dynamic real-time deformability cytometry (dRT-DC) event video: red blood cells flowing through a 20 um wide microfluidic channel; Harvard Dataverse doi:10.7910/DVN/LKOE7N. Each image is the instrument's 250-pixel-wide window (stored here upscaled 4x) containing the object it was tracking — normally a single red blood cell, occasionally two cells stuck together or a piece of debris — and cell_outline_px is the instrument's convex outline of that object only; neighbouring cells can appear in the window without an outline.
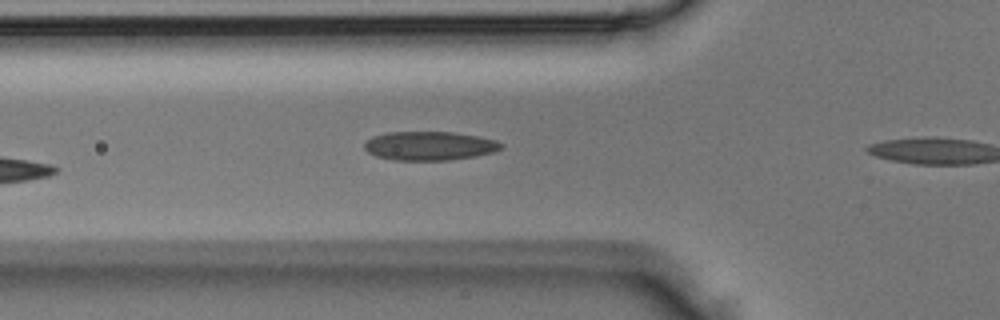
{"species": "Egyptian fruit bat (a non-hibernating species)", "species_latin": "Rousettus aegyptiacus", "temperature_condition": "room temperature", "stored_images_in_passage": 5, "segment_of_instrument_passage": [1, 2], "camera_frame_rate_fps": 3000, "um_per_image_px": 0.085, "animal": {"sex": "male"}, "frame": {"image": 1, "passage_image": 4, "time_ms": 1.0, "image_size_px": [1000, 320], "cell_outline_px": [[504, 148], [492, 152], [476, 156], [448, 160], [392, 160], [376, 156], [368, 152], [364, 148], [364, 144], [372, 136], [388, 132], [452, 132], [476, 136], [496, 140], [504, 144]], "centroid_in_image_um": [36.51, 12.4], "position_along_channel_um": 89.3, "area_um2": 23.0}}